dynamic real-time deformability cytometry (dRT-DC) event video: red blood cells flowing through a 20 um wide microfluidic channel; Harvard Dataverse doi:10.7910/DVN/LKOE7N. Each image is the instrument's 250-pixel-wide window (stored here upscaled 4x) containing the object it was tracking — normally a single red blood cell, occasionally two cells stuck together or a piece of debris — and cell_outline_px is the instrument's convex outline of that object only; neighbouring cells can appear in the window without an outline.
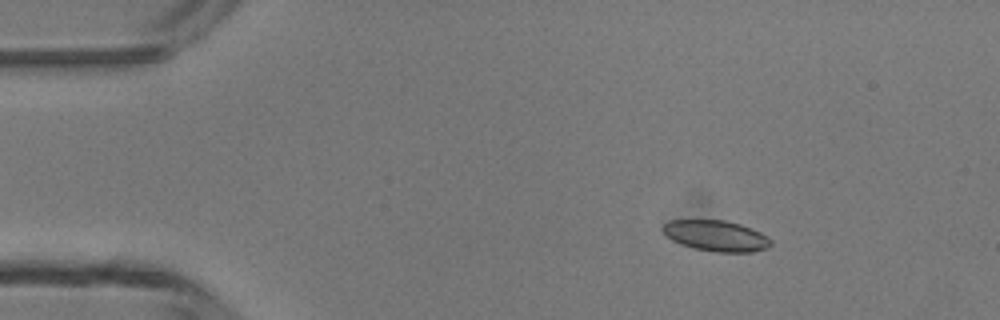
{"species": "common noctule bat (a hibernating species)", "species_latin": "Nyctalus noctula", "temperature_condition": "room temperature", "stored_images_in_passage": 5, "camera_frame_rate_fps": 3000, "um_per_image_px": 0.085, "animal": {"sex": "male", "body_mass_g": 13.3}, "frame": {"image": 1, "passage_image": 2, "time_ms": 1.0, "image_size_px": [1000, 320], "cell_outline_px": [[772, 244], [768, 248], [752, 252], [716, 252], [696, 248], [680, 244], [672, 240], [660, 228], [668, 220], [724, 220], [740, 224], [752, 228], [768, 236], [772, 240]], "centroid_in_image_um": [60.89, 20.04], "position_along_channel_um": 24.1, "area_um2": 19.48}}